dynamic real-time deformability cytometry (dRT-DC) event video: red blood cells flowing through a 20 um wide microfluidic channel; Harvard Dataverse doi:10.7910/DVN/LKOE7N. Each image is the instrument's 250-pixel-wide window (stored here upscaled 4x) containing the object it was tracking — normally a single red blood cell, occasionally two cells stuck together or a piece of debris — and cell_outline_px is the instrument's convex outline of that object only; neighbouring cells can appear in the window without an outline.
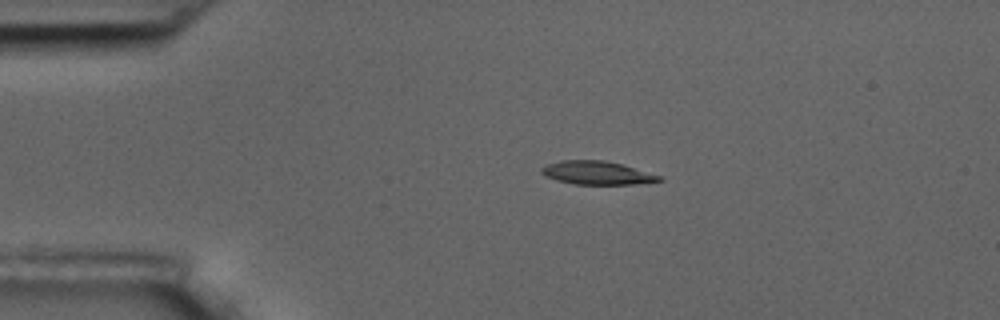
{"species": "common noctule bat (a hibernating species)", "species_latin": "Nyctalus noctula", "temperature_condition": "room temperature", "stored_images_in_passage": 45, "camera_frame_rate_fps": 3000, "um_per_image_px": 0.085, "animal": {"sex": "male", "body_mass_g": 17.5, "forearm_length_mm": 52.3}, "frame": {"image": 1, "passage_image": 1, "time_ms": 0.0, "image_size_px": [1000, 320], "cell_outline_px": [[664, 180], [632, 184], [576, 184], [556, 180], [544, 176], [540, 172], [540, 168], [544, 164], [560, 160], [604, 160], [620, 164], [664, 176]], "centroid_in_image_um": [50.7, 14.68], "position_along_channel_um": 34.3, "area_um2": 16.13}}
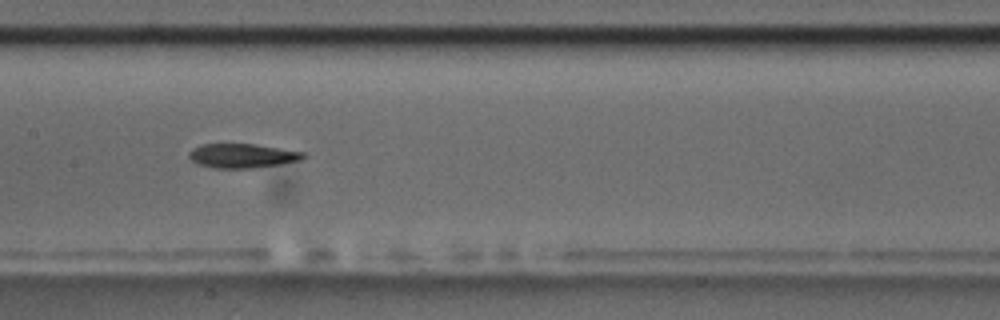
{"frame": {"image": 2, "passage_image": 17, "time_ms": 5.333, "image_size_px": [1000, 320], "cell_outline_px": [[308, 156], [300, 160], [280, 164], [252, 168], [216, 168], [200, 164], [192, 160], [188, 156], [188, 152], [192, 148], [200, 144], [256, 144], [308, 152]], "centroid_in_image_um": [20.65, 13.22], "position_along_channel_um": 186.7, "area_um2": 16.3}}
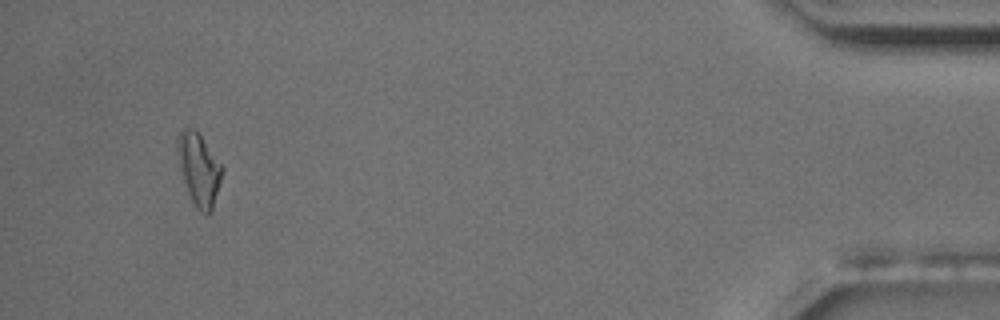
{"frame": {"image": 3, "passage_image": 42, "time_ms": 13.667, "image_size_px": [1000, 320], "cell_outline_px": [[224, 168], [212, 212], [208, 216], [200, 212], [196, 208], [188, 192], [184, 180], [176, 148], [176, 136], [180, 128], [196, 128]], "centroid_in_image_um": [16.91, 14.36], "position_along_channel_um": 418.3, "area_um2": 18.96}, "authors_computed_cell_mechanics": {"area_um2": 16.8776, "velocity_mm_per_s": 3.6361, "shape_relaxation_time_tau1_ms": 10.6722, "shape_relaxation_time_tau2_ms": 10.9856, "deformation_change_tau1": 0.2301, "deformation_change_tau2": 0.2139}}